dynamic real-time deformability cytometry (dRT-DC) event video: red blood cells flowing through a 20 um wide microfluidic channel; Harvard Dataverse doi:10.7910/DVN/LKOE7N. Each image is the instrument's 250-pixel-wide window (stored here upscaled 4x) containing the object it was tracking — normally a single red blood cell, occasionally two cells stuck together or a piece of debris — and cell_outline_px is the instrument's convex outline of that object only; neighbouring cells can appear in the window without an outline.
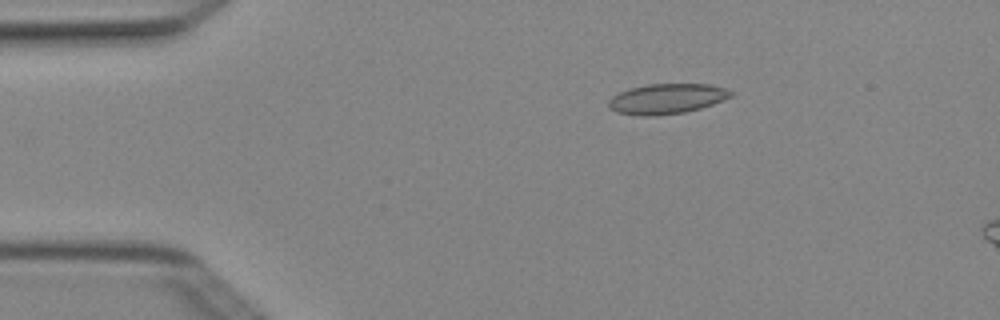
{"species": "Egyptian fruit bat (a non-hibernating species)", "species_latin": "Rousettus aegyptiacus", "temperature_condition": "cold", "stored_images_in_passage": 4, "camera_frame_rate_fps": 3000, "um_per_image_px": 0.085, "animal": {"sex": "female"}, "frame": {"image": 1, "passage_image": 2, "time_ms": 0.333, "image_size_px": [1000, 320], "cell_outline_px": [[736, 92], [732, 96], [724, 100], [700, 108], [684, 112], [656, 116], [640, 116], [616, 112], [608, 108], [608, 100], [612, 96], [620, 92], [632, 88], [648, 84], [708, 84], [724, 88]], "centroid_in_image_um": [56.67, 8.4], "position_along_channel_um": 28.3, "area_um2": 21.56}}